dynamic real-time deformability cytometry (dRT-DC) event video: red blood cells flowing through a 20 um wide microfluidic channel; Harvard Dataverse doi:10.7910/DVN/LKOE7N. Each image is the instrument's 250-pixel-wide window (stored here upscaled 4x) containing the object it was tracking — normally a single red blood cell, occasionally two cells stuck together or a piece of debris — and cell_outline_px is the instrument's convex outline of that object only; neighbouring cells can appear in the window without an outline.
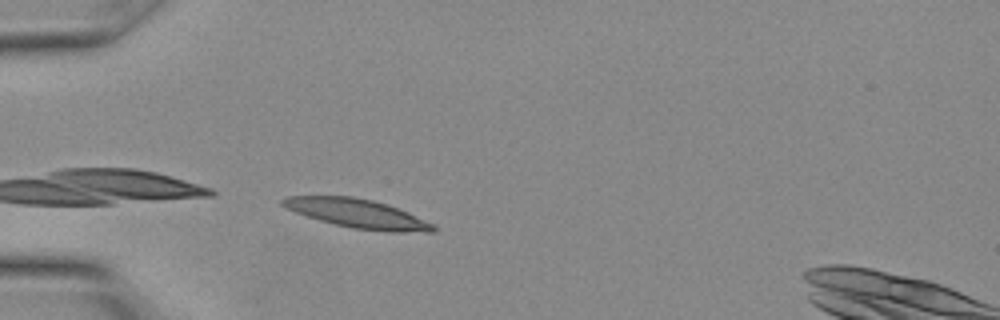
{"species": "Egyptian fruit bat (a non-hibernating species)", "species_latin": "Rousettus aegyptiacus", "temperature_condition": "warm", "stored_images_in_passage": 3, "camera_frame_rate_fps": 3000, "um_per_image_px": 0.085, "animal": {"sex": "female"}, "frame": {"image": 1, "passage_image": 3, "time_ms": 0.667, "image_size_px": [1000, 320], "cell_outline_px": [[440, 228], [436, 232], [392, 232], [352, 228], [320, 220], [296, 212], [280, 204], [280, 200], [288, 196], [352, 196], [372, 200], [388, 204], [436, 224]], "centroid_in_image_um": [30.47, 18.16], "position_along_channel_um": 54.5, "area_um2": 25.37}}